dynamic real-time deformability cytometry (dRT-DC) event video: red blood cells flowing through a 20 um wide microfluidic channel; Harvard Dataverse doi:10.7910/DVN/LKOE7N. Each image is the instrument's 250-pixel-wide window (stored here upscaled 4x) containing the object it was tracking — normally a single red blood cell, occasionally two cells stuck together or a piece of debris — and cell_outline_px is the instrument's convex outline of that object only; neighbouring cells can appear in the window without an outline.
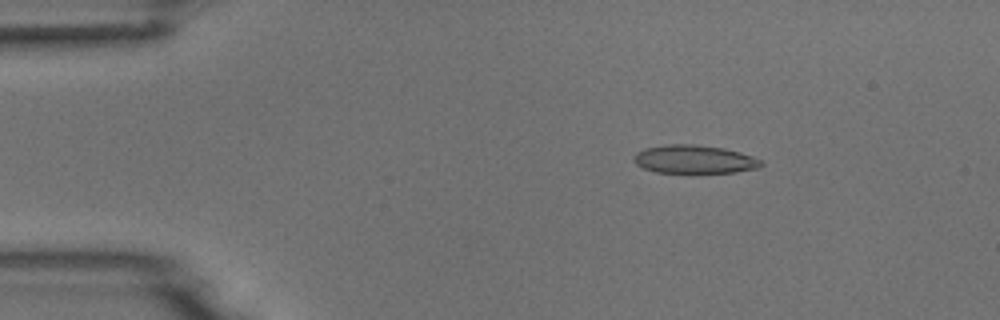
{"species": "common noctule bat (a hibernating species)", "species_latin": "Nyctalus noctula", "temperature_condition": "room temperature", "stored_images_in_passage": 4, "camera_frame_rate_fps": 3000, "um_per_image_px": 0.085, "animal": {"sex": "male", "body_mass_g": 18.8}, "frame": {"image": 1, "passage_image": 2, "time_ms": 2.0, "image_size_px": [1000, 320], "cell_outline_px": [[764, 164], [760, 168], [736, 172], [696, 176], [656, 172], [644, 168], [636, 164], [632, 160], [632, 156], [636, 152], [644, 148], [668, 144], [696, 144], [724, 148], [740, 152], [764, 160]], "centroid_in_image_um": [59.04, 13.59], "position_along_channel_um": 26.0, "area_um2": 22.37}}
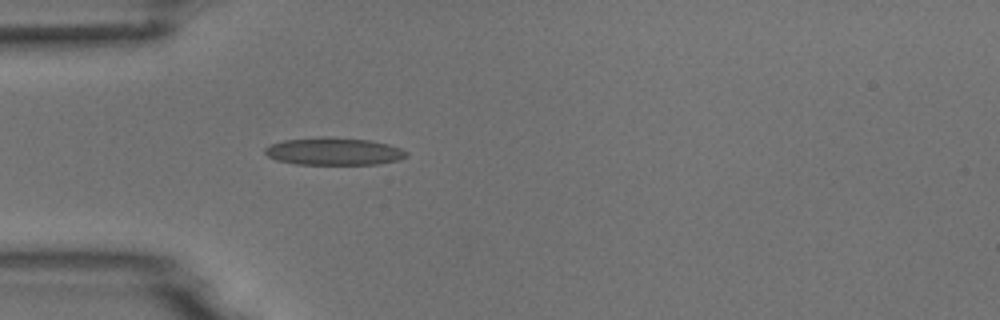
{"frame": {"image": 2, "passage_image": 4, "time_ms": 4.333, "image_size_px": [1000, 320], "cell_outline_px": [[408, 156], [400, 160], [376, 164], [296, 164], [276, 160], [268, 156], [264, 152], [264, 148], [272, 144], [284, 140], [324, 136], [372, 140], [388, 144], [400, 148], [408, 152]], "centroid_in_image_um": [28.4, 12.86], "position_along_channel_um": 56.6, "area_um2": 22.77}}